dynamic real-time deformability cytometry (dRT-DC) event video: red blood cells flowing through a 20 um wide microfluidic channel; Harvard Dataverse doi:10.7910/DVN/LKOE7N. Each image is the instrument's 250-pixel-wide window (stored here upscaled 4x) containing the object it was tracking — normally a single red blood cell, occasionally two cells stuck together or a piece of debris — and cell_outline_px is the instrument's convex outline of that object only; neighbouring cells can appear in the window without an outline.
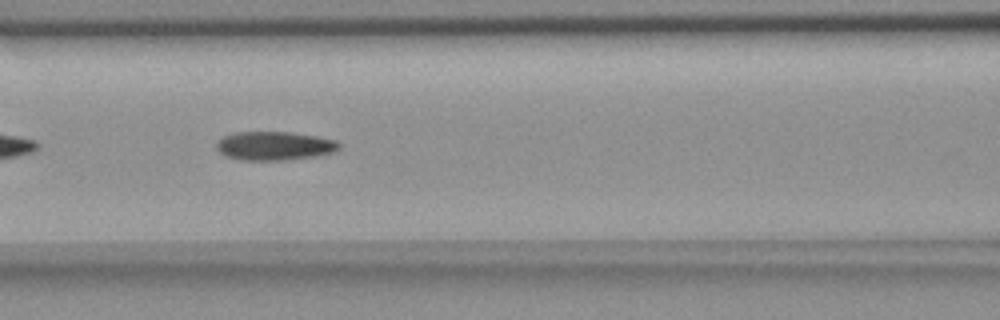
{"species": "common noctule bat (a hibernating species)", "species_latin": "Nyctalus noctula", "temperature_condition": "room temperature", "stored_images_in_passage": 20, "camera_frame_rate_fps": 3000, "um_per_image_px": 0.085, "animal": {"sex": "female", "body_mass_g": 18.4}, "frame": {"image": 1, "passage_image": 9, "time_ms": 2.667, "image_size_px": [1000, 320], "cell_outline_px": [[340, 148], [336, 152], [316, 156], [288, 160], [240, 160], [224, 156], [216, 148], [216, 140], [224, 136], [236, 132], [292, 132], [316, 136], [336, 140], [340, 144]], "centroid_in_image_um": [23.33, 12.4], "position_along_channel_um": 143.3, "area_um2": 20.81}}
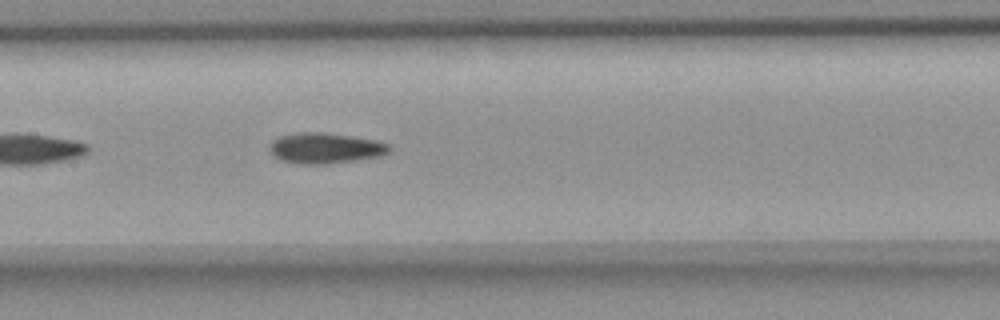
{"frame": {"image": 2, "passage_image": 12, "time_ms": 3.667, "image_size_px": [1000, 320], "cell_outline_px": [[392, 148], [388, 152], [380, 156], [356, 160], [324, 164], [300, 164], [280, 160], [272, 152], [272, 140], [280, 136], [300, 132], [320, 132], [352, 136], [376, 140], [388, 144]], "centroid_in_image_um": [27.68, 12.59], "position_along_channel_um": 179.7, "area_um2": 21.1}}